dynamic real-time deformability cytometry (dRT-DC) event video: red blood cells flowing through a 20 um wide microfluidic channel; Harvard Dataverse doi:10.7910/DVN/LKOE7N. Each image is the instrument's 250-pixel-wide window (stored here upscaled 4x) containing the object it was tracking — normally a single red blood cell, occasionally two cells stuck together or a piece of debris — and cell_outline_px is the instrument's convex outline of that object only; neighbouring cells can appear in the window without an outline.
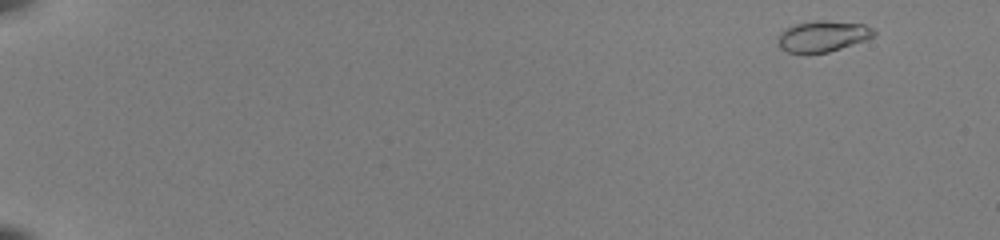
{"species": "common noctule bat (a hibernating species)", "species_latin": "Nyctalus noctula", "temperature_condition": "room temperature", "stored_images_in_passage": 27, "camera_frame_rate_fps": 3000, "um_per_image_px": 0.085, "animal": {"sex": "female", "body_mass_g": 22.0, "forearm_length_mm": 56.7}, "frame": {"image": 1, "passage_image": 2, "time_ms": 0.333, "image_size_px": [1000, 240], "cell_outline_px": [[876, 32], [872, 36], [864, 40], [828, 52], [788, 52], [780, 48], [776, 36], [784, 28], [796, 24], [812, 20], [824, 20], [864, 24], [872, 28]], "centroid_in_image_um": [69.88, 3.05], "position_along_channel_um": 15.1, "area_um2": 17.17}}
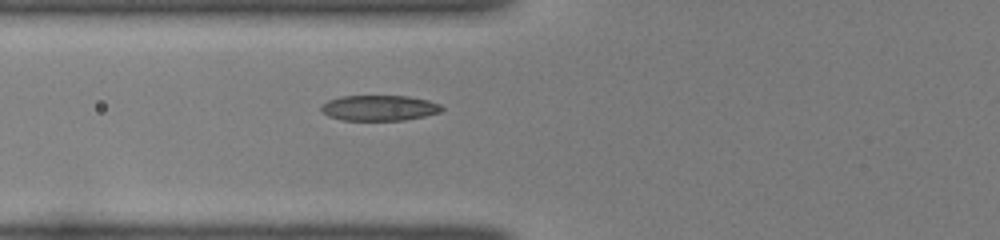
{"frame": {"image": 2, "passage_image": 21, "time_ms": 6.667, "image_size_px": [1000, 240], "cell_outline_px": [[444, 108], [440, 112], [424, 116], [404, 120], [340, 120], [328, 116], [320, 108], [320, 104], [328, 100], [340, 96], [408, 96], [428, 100], [440, 104]], "centroid_in_image_um": [32.21, 9.17], "position_along_channel_um": 93.6, "area_um2": 17.98}}
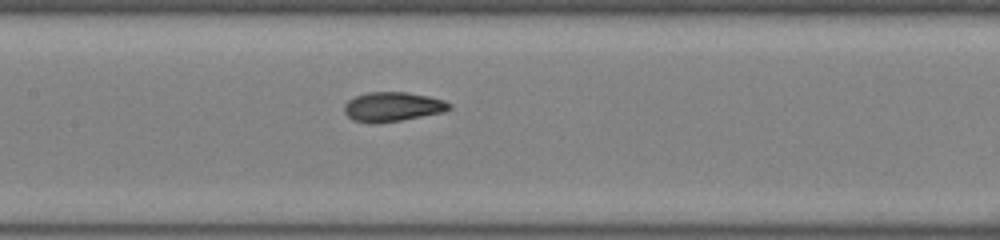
{"frame": {"image": 3, "passage_image": 27, "time_ms": 8.667, "image_size_px": [1000, 240], "cell_outline_px": [[452, 108], [444, 112], [400, 120], [372, 124], [352, 120], [344, 112], [344, 104], [348, 100], [356, 96], [368, 92], [408, 92], [428, 96], [444, 100], [452, 104]], "centroid_in_image_um": [33.37, 9.07], "position_along_channel_um": 174.0, "area_um2": 18.09}}